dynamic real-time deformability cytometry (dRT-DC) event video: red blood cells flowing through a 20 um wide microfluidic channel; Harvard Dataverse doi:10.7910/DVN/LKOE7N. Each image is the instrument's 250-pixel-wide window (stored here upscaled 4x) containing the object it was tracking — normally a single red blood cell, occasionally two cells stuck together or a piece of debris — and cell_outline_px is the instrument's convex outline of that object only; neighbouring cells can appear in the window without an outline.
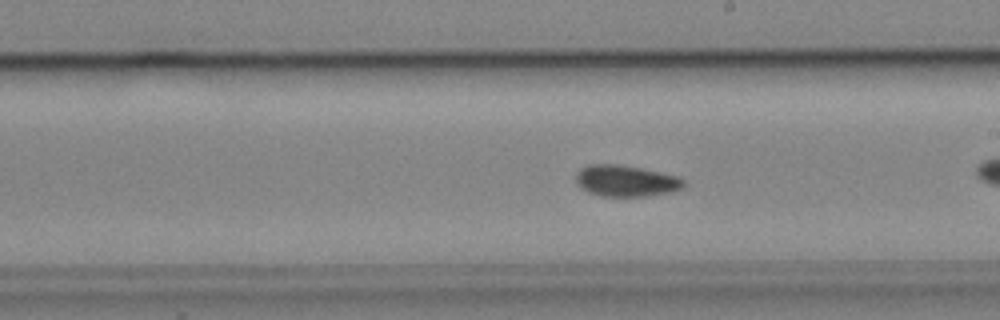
{"species": "common noctule bat (a hibernating species)", "species_latin": "Nyctalus noctula", "temperature_condition": "cold", "stored_images_in_passage": 21, "camera_frame_rate_fps": 3000, "um_per_image_px": 0.085, "animal": {"sex": "male", "body_mass_g": 19.2, "forearm_length_mm": 51.8}, "frame": {"image": 1, "passage_image": 10, "time_ms": 3.0, "image_size_px": [1000, 320], "cell_outline_px": [[688, 184], [684, 188], [672, 192], [648, 196], [600, 196], [588, 192], [580, 188], [576, 184], [576, 172], [580, 168], [588, 164], [620, 164], [680, 176]], "centroid_in_image_um": [53.22, 15.37], "position_along_channel_um": 235.8, "area_um2": 20.11}}